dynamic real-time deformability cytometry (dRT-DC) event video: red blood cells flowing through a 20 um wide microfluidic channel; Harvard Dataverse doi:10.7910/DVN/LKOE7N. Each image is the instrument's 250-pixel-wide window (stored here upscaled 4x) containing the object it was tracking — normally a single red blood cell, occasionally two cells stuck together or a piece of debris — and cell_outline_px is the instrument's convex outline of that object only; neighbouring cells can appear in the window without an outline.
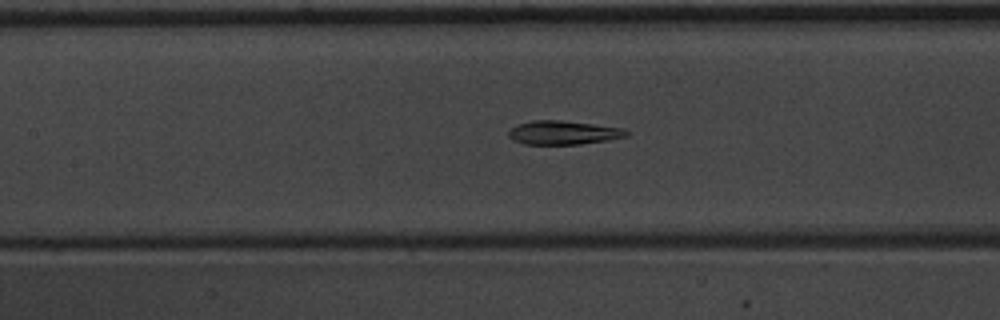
{"species": "common noctule bat (a hibernating species)", "species_latin": "Nyctalus noctula", "temperature_condition": "warm", "stored_images_in_passage": 31, "camera_frame_rate_fps": 3000, "um_per_image_px": 0.085, "animal": {"sex": "male", "body_mass_g": 20.1, "forearm_length_mm": 53.5}, "frame": {"image": 1, "passage_image": 9, "time_ms": 2.667, "image_size_px": [1000, 320], "cell_outline_px": [[632, 132], [628, 136], [608, 140], [580, 144], [524, 144], [512, 140], [508, 136], [508, 132], [516, 124], [532, 120], [560, 120], [624, 128]], "centroid_in_image_um": [47.9, 11.27], "position_along_channel_um": 159.5, "area_um2": 16.47}}
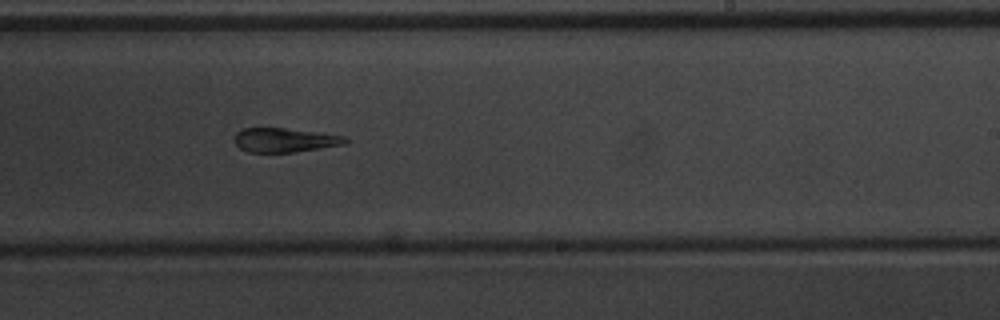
{"frame": {"image": 2, "passage_image": 17, "time_ms": 5.333, "image_size_px": [1000, 320], "cell_outline_px": [[348, 140], [344, 144], [296, 152], [248, 152], [240, 148], [232, 140], [236, 132], [244, 128], [284, 128], [344, 136]], "centroid_in_image_um": [24.13, 11.91], "position_along_channel_um": 264.9, "area_um2": 15.49}}
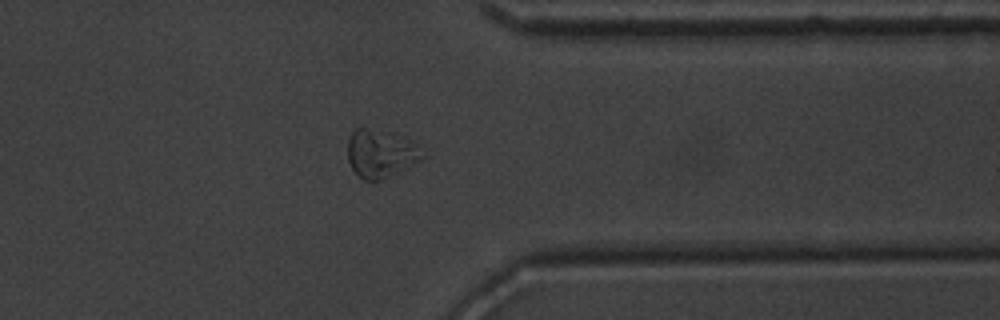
{"frame": {"image": 3, "passage_image": 26, "time_ms": 8.333, "image_size_px": [1000, 320], "cell_outline_px": [[424, 156], [420, 160], [400, 172], [380, 180], [364, 180], [352, 168], [348, 160], [348, 140], [352, 132], [356, 128], [368, 128], [404, 136], [416, 144]], "centroid_in_image_um": [32.35, 13.05], "position_along_channel_um": 379.0, "area_um2": 20.69}}